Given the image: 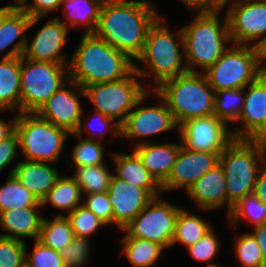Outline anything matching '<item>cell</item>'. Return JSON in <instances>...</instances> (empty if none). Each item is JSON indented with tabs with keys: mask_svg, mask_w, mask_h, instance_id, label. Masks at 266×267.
Wrapping results in <instances>:
<instances>
[{
	"mask_svg": "<svg viewBox=\"0 0 266 267\" xmlns=\"http://www.w3.org/2000/svg\"><path fill=\"white\" fill-rule=\"evenodd\" d=\"M211 228L209 221L198 215H191L187 209L180 208L171 246L180 243L187 249L199 241Z\"/></svg>",
	"mask_w": 266,
	"mask_h": 267,
	"instance_id": "obj_27",
	"label": "cell"
},
{
	"mask_svg": "<svg viewBox=\"0 0 266 267\" xmlns=\"http://www.w3.org/2000/svg\"><path fill=\"white\" fill-rule=\"evenodd\" d=\"M221 153L191 151L181 145L172 170L161 185L162 193L178 188L187 191L200 177L219 164Z\"/></svg>",
	"mask_w": 266,
	"mask_h": 267,
	"instance_id": "obj_16",
	"label": "cell"
},
{
	"mask_svg": "<svg viewBox=\"0 0 266 267\" xmlns=\"http://www.w3.org/2000/svg\"><path fill=\"white\" fill-rule=\"evenodd\" d=\"M220 12H197L193 21L181 28L188 72L204 73L230 47L226 44H232L227 15L220 23Z\"/></svg>",
	"mask_w": 266,
	"mask_h": 267,
	"instance_id": "obj_4",
	"label": "cell"
},
{
	"mask_svg": "<svg viewBox=\"0 0 266 267\" xmlns=\"http://www.w3.org/2000/svg\"><path fill=\"white\" fill-rule=\"evenodd\" d=\"M31 4L28 0H23L17 7L27 13L30 17L43 18L51 11H56L60 6V0H32Z\"/></svg>",
	"mask_w": 266,
	"mask_h": 267,
	"instance_id": "obj_45",
	"label": "cell"
},
{
	"mask_svg": "<svg viewBox=\"0 0 266 267\" xmlns=\"http://www.w3.org/2000/svg\"><path fill=\"white\" fill-rule=\"evenodd\" d=\"M107 194L113 209V223L120 230L126 227L154 198L148 190L127 183L114 174Z\"/></svg>",
	"mask_w": 266,
	"mask_h": 267,
	"instance_id": "obj_17",
	"label": "cell"
},
{
	"mask_svg": "<svg viewBox=\"0 0 266 267\" xmlns=\"http://www.w3.org/2000/svg\"><path fill=\"white\" fill-rule=\"evenodd\" d=\"M90 240L88 237L75 236L73 241L59 251L65 267H83L90 256Z\"/></svg>",
	"mask_w": 266,
	"mask_h": 267,
	"instance_id": "obj_40",
	"label": "cell"
},
{
	"mask_svg": "<svg viewBox=\"0 0 266 267\" xmlns=\"http://www.w3.org/2000/svg\"><path fill=\"white\" fill-rule=\"evenodd\" d=\"M122 253L133 267H151L161 257L162 246L141 238H123Z\"/></svg>",
	"mask_w": 266,
	"mask_h": 267,
	"instance_id": "obj_30",
	"label": "cell"
},
{
	"mask_svg": "<svg viewBox=\"0 0 266 267\" xmlns=\"http://www.w3.org/2000/svg\"><path fill=\"white\" fill-rule=\"evenodd\" d=\"M15 132L27 161L58 162L64 144L71 136L37 113H17Z\"/></svg>",
	"mask_w": 266,
	"mask_h": 267,
	"instance_id": "obj_8",
	"label": "cell"
},
{
	"mask_svg": "<svg viewBox=\"0 0 266 267\" xmlns=\"http://www.w3.org/2000/svg\"><path fill=\"white\" fill-rule=\"evenodd\" d=\"M187 8L194 12H217L222 10L227 0H180Z\"/></svg>",
	"mask_w": 266,
	"mask_h": 267,
	"instance_id": "obj_47",
	"label": "cell"
},
{
	"mask_svg": "<svg viewBox=\"0 0 266 267\" xmlns=\"http://www.w3.org/2000/svg\"><path fill=\"white\" fill-rule=\"evenodd\" d=\"M18 148L19 139L15 131L0 142V171L18 157Z\"/></svg>",
	"mask_w": 266,
	"mask_h": 267,
	"instance_id": "obj_46",
	"label": "cell"
},
{
	"mask_svg": "<svg viewBox=\"0 0 266 267\" xmlns=\"http://www.w3.org/2000/svg\"><path fill=\"white\" fill-rule=\"evenodd\" d=\"M95 114H93L91 116V120L93 119V121L91 122L90 120V123L87 121L85 127L87 129H83L84 125L83 124V120L80 121V124L77 128V130L74 132L76 135L78 136H81L83 135L82 132H84L83 130H86L87 133L91 134L90 136H93V138H87L89 140H97L95 138H102L103 135L106 133V131L109 130V132L111 131L112 134L115 135V137H120V125L117 123V120L114 121L113 119L111 118H108L106 115L102 114L101 112L99 111H94ZM93 117V118H92ZM100 124L99 126H101L100 129H94V126H96V124ZM88 130V131H87ZM96 131V132H95Z\"/></svg>",
	"mask_w": 266,
	"mask_h": 267,
	"instance_id": "obj_43",
	"label": "cell"
},
{
	"mask_svg": "<svg viewBox=\"0 0 266 267\" xmlns=\"http://www.w3.org/2000/svg\"><path fill=\"white\" fill-rule=\"evenodd\" d=\"M40 19L41 17H30L17 7L0 27V51L7 50L8 46L13 44Z\"/></svg>",
	"mask_w": 266,
	"mask_h": 267,
	"instance_id": "obj_34",
	"label": "cell"
},
{
	"mask_svg": "<svg viewBox=\"0 0 266 267\" xmlns=\"http://www.w3.org/2000/svg\"><path fill=\"white\" fill-rule=\"evenodd\" d=\"M17 8V5L10 4L0 7V27L2 26L5 19Z\"/></svg>",
	"mask_w": 266,
	"mask_h": 267,
	"instance_id": "obj_53",
	"label": "cell"
},
{
	"mask_svg": "<svg viewBox=\"0 0 266 267\" xmlns=\"http://www.w3.org/2000/svg\"><path fill=\"white\" fill-rule=\"evenodd\" d=\"M82 205L92 211L106 225L113 224V209L107 192L88 194Z\"/></svg>",
	"mask_w": 266,
	"mask_h": 267,
	"instance_id": "obj_44",
	"label": "cell"
},
{
	"mask_svg": "<svg viewBox=\"0 0 266 267\" xmlns=\"http://www.w3.org/2000/svg\"><path fill=\"white\" fill-rule=\"evenodd\" d=\"M16 119H17L16 113L14 116H12L10 122H5L0 118V142L9 137L15 131Z\"/></svg>",
	"mask_w": 266,
	"mask_h": 267,
	"instance_id": "obj_51",
	"label": "cell"
},
{
	"mask_svg": "<svg viewBox=\"0 0 266 267\" xmlns=\"http://www.w3.org/2000/svg\"><path fill=\"white\" fill-rule=\"evenodd\" d=\"M154 197L122 230L123 238L153 241L163 248L171 247L180 207Z\"/></svg>",
	"mask_w": 266,
	"mask_h": 267,
	"instance_id": "obj_11",
	"label": "cell"
},
{
	"mask_svg": "<svg viewBox=\"0 0 266 267\" xmlns=\"http://www.w3.org/2000/svg\"><path fill=\"white\" fill-rule=\"evenodd\" d=\"M152 94L159 98L161 105L141 106L143 102ZM120 137L126 139H143L151 135L177 129L179 126L175 122L172 112L169 110L164 100L154 91L150 90L138 101L136 106L128 113L125 122L120 126Z\"/></svg>",
	"mask_w": 266,
	"mask_h": 267,
	"instance_id": "obj_13",
	"label": "cell"
},
{
	"mask_svg": "<svg viewBox=\"0 0 266 267\" xmlns=\"http://www.w3.org/2000/svg\"><path fill=\"white\" fill-rule=\"evenodd\" d=\"M219 164L225 175L229 215L233 205L253 194L258 173L265 161L251 140L233 139L220 154Z\"/></svg>",
	"mask_w": 266,
	"mask_h": 267,
	"instance_id": "obj_6",
	"label": "cell"
},
{
	"mask_svg": "<svg viewBox=\"0 0 266 267\" xmlns=\"http://www.w3.org/2000/svg\"><path fill=\"white\" fill-rule=\"evenodd\" d=\"M248 88V89H247ZM245 89L244 105L239 116L241 128L231 130L233 139H251L266 125V74H261Z\"/></svg>",
	"mask_w": 266,
	"mask_h": 267,
	"instance_id": "obj_19",
	"label": "cell"
},
{
	"mask_svg": "<svg viewBox=\"0 0 266 267\" xmlns=\"http://www.w3.org/2000/svg\"><path fill=\"white\" fill-rule=\"evenodd\" d=\"M134 70L128 77L107 83H96L84 87V96L92 102L95 111H99L121 126L128 113L138 101L149 91L139 81Z\"/></svg>",
	"mask_w": 266,
	"mask_h": 267,
	"instance_id": "obj_10",
	"label": "cell"
},
{
	"mask_svg": "<svg viewBox=\"0 0 266 267\" xmlns=\"http://www.w3.org/2000/svg\"><path fill=\"white\" fill-rule=\"evenodd\" d=\"M25 267H65V265L59 252L35 240L32 254L28 255L26 252Z\"/></svg>",
	"mask_w": 266,
	"mask_h": 267,
	"instance_id": "obj_42",
	"label": "cell"
},
{
	"mask_svg": "<svg viewBox=\"0 0 266 267\" xmlns=\"http://www.w3.org/2000/svg\"><path fill=\"white\" fill-rule=\"evenodd\" d=\"M115 176L132 185L148 190L154 197L162 193L161 186L150 175L141 158L133 150L132 154L121 152L112 154Z\"/></svg>",
	"mask_w": 266,
	"mask_h": 267,
	"instance_id": "obj_25",
	"label": "cell"
},
{
	"mask_svg": "<svg viewBox=\"0 0 266 267\" xmlns=\"http://www.w3.org/2000/svg\"><path fill=\"white\" fill-rule=\"evenodd\" d=\"M258 148L266 163V125L250 139Z\"/></svg>",
	"mask_w": 266,
	"mask_h": 267,
	"instance_id": "obj_50",
	"label": "cell"
},
{
	"mask_svg": "<svg viewBox=\"0 0 266 267\" xmlns=\"http://www.w3.org/2000/svg\"><path fill=\"white\" fill-rule=\"evenodd\" d=\"M70 221L71 228L75 236L88 237L92 236L99 226L106 225L104 221L98 218L92 211L84 205H80L72 212L66 215Z\"/></svg>",
	"mask_w": 266,
	"mask_h": 267,
	"instance_id": "obj_37",
	"label": "cell"
},
{
	"mask_svg": "<svg viewBox=\"0 0 266 267\" xmlns=\"http://www.w3.org/2000/svg\"><path fill=\"white\" fill-rule=\"evenodd\" d=\"M70 135L80 138L72 151V161L75 168L104 164V147L100 141L89 140L75 133H70Z\"/></svg>",
	"mask_w": 266,
	"mask_h": 267,
	"instance_id": "obj_36",
	"label": "cell"
},
{
	"mask_svg": "<svg viewBox=\"0 0 266 267\" xmlns=\"http://www.w3.org/2000/svg\"><path fill=\"white\" fill-rule=\"evenodd\" d=\"M154 91L164 100L178 126L192 118L214 115V89L204 73L186 72Z\"/></svg>",
	"mask_w": 266,
	"mask_h": 267,
	"instance_id": "obj_5",
	"label": "cell"
},
{
	"mask_svg": "<svg viewBox=\"0 0 266 267\" xmlns=\"http://www.w3.org/2000/svg\"><path fill=\"white\" fill-rule=\"evenodd\" d=\"M69 31L56 17L50 19L36 33L31 43L26 42L23 57L34 61L69 64L67 55L62 54V49L68 42L66 37Z\"/></svg>",
	"mask_w": 266,
	"mask_h": 267,
	"instance_id": "obj_18",
	"label": "cell"
},
{
	"mask_svg": "<svg viewBox=\"0 0 266 267\" xmlns=\"http://www.w3.org/2000/svg\"><path fill=\"white\" fill-rule=\"evenodd\" d=\"M204 74L214 92L245 88L262 74L258 49L253 45L231 44Z\"/></svg>",
	"mask_w": 266,
	"mask_h": 267,
	"instance_id": "obj_9",
	"label": "cell"
},
{
	"mask_svg": "<svg viewBox=\"0 0 266 267\" xmlns=\"http://www.w3.org/2000/svg\"><path fill=\"white\" fill-rule=\"evenodd\" d=\"M178 132L182 145L191 151L223 152L233 140L231 129L214 115L189 119Z\"/></svg>",
	"mask_w": 266,
	"mask_h": 267,
	"instance_id": "obj_14",
	"label": "cell"
},
{
	"mask_svg": "<svg viewBox=\"0 0 266 267\" xmlns=\"http://www.w3.org/2000/svg\"><path fill=\"white\" fill-rule=\"evenodd\" d=\"M164 16H159L155 22L150 26L143 52L135 60L144 64V68L136 66L135 71L141 77L155 78V85L151 90L157 88L164 81L182 75L188 72L185 59L184 42L182 30L179 29L172 34L169 27L165 24ZM175 37H177L175 39ZM178 40V41H176ZM178 42V43H177ZM180 46V47H179Z\"/></svg>",
	"mask_w": 266,
	"mask_h": 267,
	"instance_id": "obj_3",
	"label": "cell"
},
{
	"mask_svg": "<svg viewBox=\"0 0 266 267\" xmlns=\"http://www.w3.org/2000/svg\"><path fill=\"white\" fill-rule=\"evenodd\" d=\"M26 243L0 236V267H25Z\"/></svg>",
	"mask_w": 266,
	"mask_h": 267,
	"instance_id": "obj_39",
	"label": "cell"
},
{
	"mask_svg": "<svg viewBox=\"0 0 266 267\" xmlns=\"http://www.w3.org/2000/svg\"><path fill=\"white\" fill-rule=\"evenodd\" d=\"M75 235L66 214H58L53 220L43 218L38 241L59 252L68 246Z\"/></svg>",
	"mask_w": 266,
	"mask_h": 267,
	"instance_id": "obj_28",
	"label": "cell"
},
{
	"mask_svg": "<svg viewBox=\"0 0 266 267\" xmlns=\"http://www.w3.org/2000/svg\"><path fill=\"white\" fill-rule=\"evenodd\" d=\"M212 227L204 236L197 241L194 245L187 248L191 257L199 262L210 263L206 267H217L220 266L218 263H211V260L216 258L219 252V241Z\"/></svg>",
	"mask_w": 266,
	"mask_h": 267,
	"instance_id": "obj_41",
	"label": "cell"
},
{
	"mask_svg": "<svg viewBox=\"0 0 266 267\" xmlns=\"http://www.w3.org/2000/svg\"><path fill=\"white\" fill-rule=\"evenodd\" d=\"M229 1L226 15L232 44L257 47L266 40V0H227V5Z\"/></svg>",
	"mask_w": 266,
	"mask_h": 267,
	"instance_id": "obj_12",
	"label": "cell"
},
{
	"mask_svg": "<svg viewBox=\"0 0 266 267\" xmlns=\"http://www.w3.org/2000/svg\"><path fill=\"white\" fill-rule=\"evenodd\" d=\"M159 16L149 0H104L94 34L135 61L143 52L150 26Z\"/></svg>",
	"mask_w": 266,
	"mask_h": 267,
	"instance_id": "obj_1",
	"label": "cell"
},
{
	"mask_svg": "<svg viewBox=\"0 0 266 267\" xmlns=\"http://www.w3.org/2000/svg\"><path fill=\"white\" fill-rule=\"evenodd\" d=\"M252 236L257 241L262 255L263 267H266V224L256 225Z\"/></svg>",
	"mask_w": 266,
	"mask_h": 267,
	"instance_id": "obj_49",
	"label": "cell"
},
{
	"mask_svg": "<svg viewBox=\"0 0 266 267\" xmlns=\"http://www.w3.org/2000/svg\"><path fill=\"white\" fill-rule=\"evenodd\" d=\"M72 1H75V0H60V3L62 5L64 3H69V2H72Z\"/></svg>",
	"mask_w": 266,
	"mask_h": 267,
	"instance_id": "obj_54",
	"label": "cell"
},
{
	"mask_svg": "<svg viewBox=\"0 0 266 267\" xmlns=\"http://www.w3.org/2000/svg\"><path fill=\"white\" fill-rule=\"evenodd\" d=\"M241 218L250 221L254 226L266 224V204L254 194L247 195L233 205L228 215V219L231 221L230 227L236 229Z\"/></svg>",
	"mask_w": 266,
	"mask_h": 267,
	"instance_id": "obj_35",
	"label": "cell"
},
{
	"mask_svg": "<svg viewBox=\"0 0 266 267\" xmlns=\"http://www.w3.org/2000/svg\"><path fill=\"white\" fill-rule=\"evenodd\" d=\"M41 206L37 197L28 191L14 175H8L6 184L0 187V212L13 208Z\"/></svg>",
	"mask_w": 266,
	"mask_h": 267,
	"instance_id": "obj_31",
	"label": "cell"
},
{
	"mask_svg": "<svg viewBox=\"0 0 266 267\" xmlns=\"http://www.w3.org/2000/svg\"><path fill=\"white\" fill-rule=\"evenodd\" d=\"M245 98V88L219 90L214 95V116L227 126L241 115Z\"/></svg>",
	"mask_w": 266,
	"mask_h": 267,
	"instance_id": "obj_33",
	"label": "cell"
},
{
	"mask_svg": "<svg viewBox=\"0 0 266 267\" xmlns=\"http://www.w3.org/2000/svg\"><path fill=\"white\" fill-rule=\"evenodd\" d=\"M83 95L84 89L69 80L46 101L37 114L56 127L74 133L82 120L80 99Z\"/></svg>",
	"mask_w": 266,
	"mask_h": 267,
	"instance_id": "obj_15",
	"label": "cell"
},
{
	"mask_svg": "<svg viewBox=\"0 0 266 267\" xmlns=\"http://www.w3.org/2000/svg\"><path fill=\"white\" fill-rule=\"evenodd\" d=\"M186 193L198 208L209 211L226 205L228 214L227 187L220 164L200 177Z\"/></svg>",
	"mask_w": 266,
	"mask_h": 267,
	"instance_id": "obj_22",
	"label": "cell"
},
{
	"mask_svg": "<svg viewBox=\"0 0 266 267\" xmlns=\"http://www.w3.org/2000/svg\"><path fill=\"white\" fill-rule=\"evenodd\" d=\"M27 38L24 35L0 61V111L20 113V64Z\"/></svg>",
	"mask_w": 266,
	"mask_h": 267,
	"instance_id": "obj_20",
	"label": "cell"
},
{
	"mask_svg": "<svg viewBox=\"0 0 266 267\" xmlns=\"http://www.w3.org/2000/svg\"><path fill=\"white\" fill-rule=\"evenodd\" d=\"M234 247L241 267H263L260 247L251 232L240 235Z\"/></svg>",
	"mask_w": 266,
	"mask_h": 267,
	"instance_id": "obj_38",
	"label": "cell"
},
{
	"mask_svg": "<svg viewBox=\"0 0 266 267\" xmlns=\"http://www.w3.org/2000/svg\"><path fill=\"white\" fill-rule=\"evenodd\" d=\"M15 1V4L18 6L23 0H13Z\"/></svg>",
	"mask_w": 266,
	"mask_h": 267,
	"instance_id": "obj_55",
	"label": "cell"
},
{
	"mask_svg": "<svg viewBox=\"0 0 266 267\" xmlns=\"http://www.w3.org/2000/svg\"><path fill=\"white\" fill-rule=\"evenodd\" d=\"M82 192L80 186L73 177H62L57 180L56 185L48 192L42 200L41 205L45 206L50 203L53 207L60 210L72 212L75 208L82 205ZM81 203V204H80Z\"/></svg>",
	"mask_w": 266,
	"mask_h": 267,
	"instance_id": "obj_29",
	"label": "cell"
},
{
	"mask_svg": "<svg viewBox=\"0 0 266 267\" xmlns=\"http://www.w3.org/2000/svg\"><path fill=\"white\" fill-rule=\"evenodd\" d=\"M68 81V64L34 61L21 56L20 113H37Z\"/></svg>",
	"mask_w": 266,
	"mask_h": 267,
	"instance_id": "obj_7",
	"label": "cell"
},
{
	"mask_svg": "<svg viewBox=\"0 0 266 267\" xmlns=\"http://www.w3.org/2000/svg\"><path fill=\"white\" fill-rule=\"evenodd\" d=\"M59 173L58 169L49 165L48 162L24 160L11 169L9 176L14 175L28 191L42 202L56 185L61 176Z\"/></svg>",
	"mask_w": 266,
	"mask_h": 267,
	"instance_id": "obj_23",
	"label": "cell"
},
{
	"mask_svg": "<svg viewBox=\"0 0 266 267\" xmlns=\"http://www.w3.org/2000/svg\"><path fill=\"white\" fill-rule=\"evenodd\" d=\"M39 207L13 208L0 212V236L17 239L25 242L23 238L38 240L43 217L38 214Z\"/></svg>",
	"mask_w": 266,
	"mask_h": 267,
	"instance_id": "obj_24",
	"label": "cell"
},
{
	"mask_svg": "<svg viewBox=\"0 0 266 267\" xmlns=\"http://www.w3.org/2000/svg\"><path fill=\"white\" fill-rule=\"evenodd\" d=\"M68 64L69 80L82 88L96 83L116 82L135 70L127 54L108 46L94 33H84Z\"/></svg>",
	"mask_w": 266,
	"mask_h": 267,
	"instance_id": "obj_2",
	"label": "cell"
},
{
	"mask_svg": "<svg viewBox=\"0 0 266 267\" xmlns=\"http://www.w3.org/2000/svg\"><path fill=\"white\" fill-rule=\"evenodd\" d=\"M73 178L80 186V190L86 195L104 193L109 189L110 180L113 174L106 164L76 167Z\"/></svg>",
	"mask_w": 266,
	"mask_h": 267,
	"instance_id": "obj_32",
	"label": "cell"
},
{
	"mask_svg": "<svg viewBox=\"0 0 266 267\" xmlns=\"http://www.w3.org/2000/svg\"><path fill=\"white\" fill-rule=\"evenodd\" d=\"M253 194L266 204V163L258 173Z\"/></svg>",
	"mask_w": 266,
	"mask_h": 267,
	"instance_id": "obj_48",
	"label": "cell"
},
{
	"mask_svg": "<svg viewBox=\"0 0 266 267\" xmlns=\"http://www.w3.org/2000/svg\"><path fill=\"white\" fill-rule=\"evenodd\" d=\"M262 74H266V40L257 46ZM264 63V64H263Z\"/></svg>",
	"mask_w": 266,
	"mask_h": 267,
	"instance_id": "obj_52",
	"label": "cell"
},
{
	"mask_svg": "<svg viewBox=\"0 0 266 267\" xmlns=\"http://www.w3.org/2000/svg\"><path fill=\"white\" fill-rule=\"evenodd\" d=\"M104 0H75L69 3H64L63 14L67 21L58 20L68 27L72 28L78 25H84L85 33H94L99 21L100 9ZM68 22V24H67Z\"/></svg>",
	"mask_w": 266,
	"mask_h": 267,
	"instance_id": "obj_26",
	"label": "cell"
},
{
	"mask_svg": "<svg viewBox=\"0 0 266 267\" xmlns=\"http://www.w3.org/2000/svg\"><path fill=\"white\" fill-rule=\"evenodd\" d=\"M181 145V141L180 144L170 142L158 144L143 139L136 142L132 150L138 154L150 175L161 186L172 170Z\"/></svg>",
	"mask_w": 266,
	"mask_h": 267,
	"instance_id": "obj_21",
	"label": "cell"
}]
</instances>
